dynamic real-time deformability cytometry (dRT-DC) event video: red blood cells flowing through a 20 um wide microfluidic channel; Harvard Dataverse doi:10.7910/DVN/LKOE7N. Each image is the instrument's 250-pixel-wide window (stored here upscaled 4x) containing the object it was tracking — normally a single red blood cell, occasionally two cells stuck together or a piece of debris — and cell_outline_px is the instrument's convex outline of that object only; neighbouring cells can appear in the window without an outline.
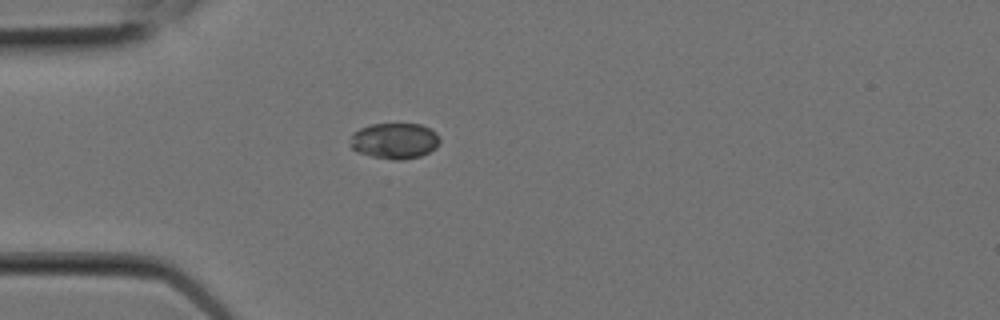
{"species": "Egyptian fruit bat (a non-hibernating species)", "species_latin": "Rousettus aegyptiacus", "temperature_condition": "room temperature", "stored_images_in_passage": 12, "camera_frame_rate_fps": 3000, "um_per_image_px": 0.085, "animal": {"sex": "female"}, "frame": {"image": 1, "passage_image": 5, "time_ms": 1.333, "image_size_px": [1000, 320], "cell_outline_px": [[440, 140], [436, 148], [420, 156], [400, 160], [392, 160], [372, 156], [356, 152], [352, 148], [352, 132], [360, 128], [372, 124], [420, 124], [436, 132], [440, 136]], "centroid_in_image_um": [33.55, 11.97], "position_along_channel_um": 51.4, "area_um2": 18.67}}
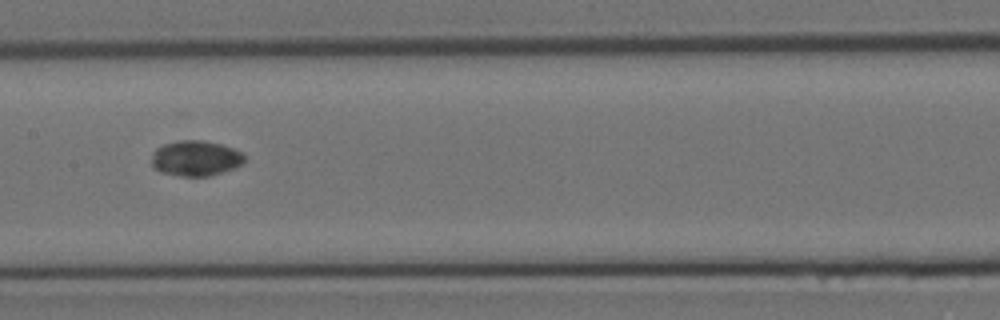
{"frame": {"image": 2, "passage_image": 9, "time_ms": 2.667, "image_size_px": [1000, 320], "cell_outline_px": [[244, 164], [236, 168], [208, 176], [180, 176], [160, 172], [152, 168], [152, 152], [156, 148], [164, 144], [176, 140], [204, 140], [220, 144], [232, 148], [240, 152], [244, 156]], "centroid_in_image_um": [16.6, 13.45], "position_along_channel_um": 190.8, "area_um2": 19.36}}
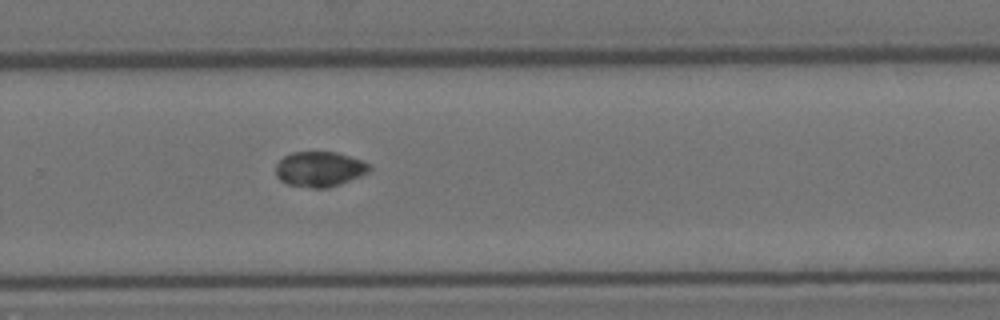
{"frame": {"image": 3, "passage_image": 12, "time_ms": 3.667, "image_size_px": [1000, 320], "cell_outline_px": [[372, 168], [368, 172], [360, 176], [340, 184], [328, 188], [312, 188], [288, 184], [280, 180], [276, 176], [276, 164], [284, 156], [292, 152], [336, 152], [364, 160]], "centroid_in_image_um": [27.17, 14.37], "position_along_channel_um": 302.6, "area_um2": 19.25}}